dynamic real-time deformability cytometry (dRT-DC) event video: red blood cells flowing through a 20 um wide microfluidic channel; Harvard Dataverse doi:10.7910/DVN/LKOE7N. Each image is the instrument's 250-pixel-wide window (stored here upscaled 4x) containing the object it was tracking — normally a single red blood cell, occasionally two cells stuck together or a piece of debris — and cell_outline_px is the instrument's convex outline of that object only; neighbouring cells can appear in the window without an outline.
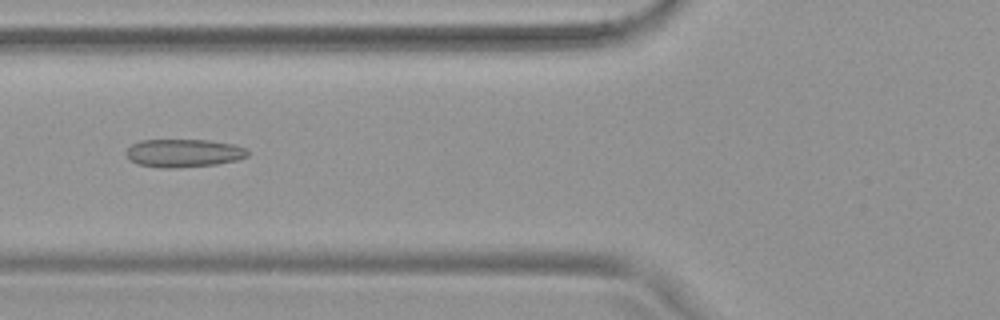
{"species": "common noctule bat (a hibernating species)", "species_latin": "Nyctalus noctula", "temperature_condition": "warm", "stored_images_in_passage": 45, "camera_frame_rate_fps": 3000, "um_per_image_px": 0.085, "animal": {"sex": "female", "body_mass_g": 19.9}, "frame": {"image": 1, "passage_image": 13, "time_ms": 4.0, "image_size_px": [1000, 320], "cell_outline_px": [[248, 156], [236, 160], [216, 164], [176, 168], [160, 168], [136, 164], [124, 152], [132, 144], [140, 140], [208, 140], [232, 144], [244, 148], [248, 152]], "centroid_in_image_um": [15.57, 13.01], "position_along_channel_um": 110.2, "area_um2": 19.83}}
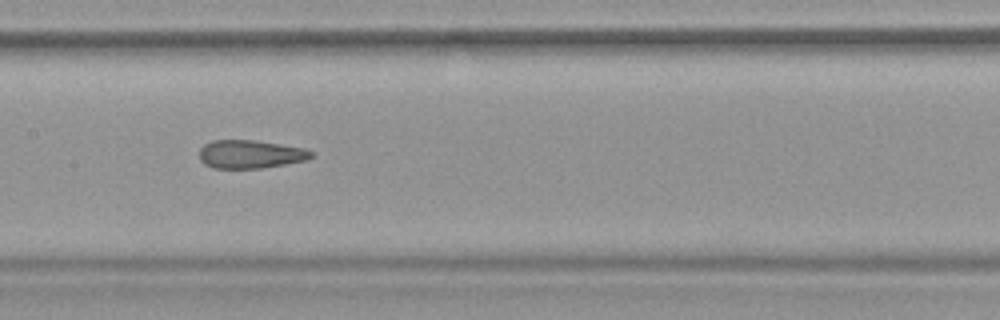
{"frame": {"image": 2, "passage_image": 19, "time_ms": 6.0, "image_size_px": [1000, 320], "cell_outline_px": [[312, 156], [308, 160], [260, 168], [212, 168], [204, 164], [200, 160], [200, 148], [204, 144], [212, 140], [252, 140], [304, 148], [312, 152]], "centroid_in_image_um": [21.24, 13.11], "position_along_channel_um": 186.2, "area_um2": 18.32}}
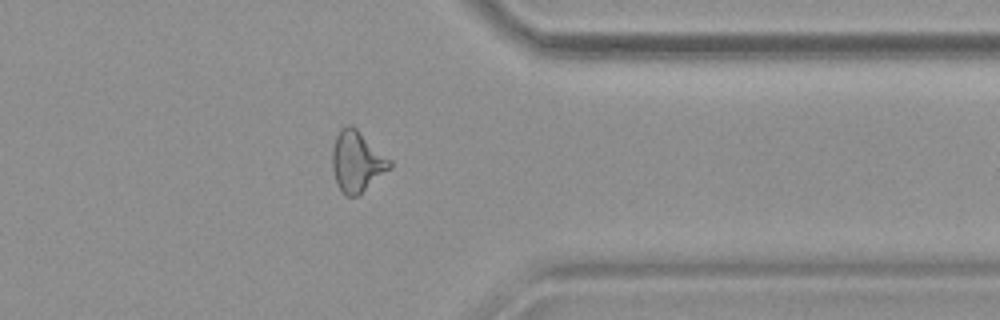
{"frame": {"image": 3, "passage_image": 35, "time_ms": 11.333, "image_size_px": [1000, 320], "cell_outline_px": [[392, 168], [356, 196], [344, 196], [336, 184], [332, 168], [332, 148], [336, 136], [340, 128], [348, 124], [352, 124], [392, 160]], "centroid_in_image_um": [30.34, 13.71], "position_along_channel_um": 381.1, "area_um2": 20.58}, "authors_computed_cell_mechanics": {"area_um2": 19.8254, "velocity_mm_per_s": 3.7923, "shape_relaxation_time_tau1_ms": null, "shape_relaxation_time_tau2_ms": 1.6886, "deformation_change_tau1": null, "deformation_change_tau2": 0.1183}}